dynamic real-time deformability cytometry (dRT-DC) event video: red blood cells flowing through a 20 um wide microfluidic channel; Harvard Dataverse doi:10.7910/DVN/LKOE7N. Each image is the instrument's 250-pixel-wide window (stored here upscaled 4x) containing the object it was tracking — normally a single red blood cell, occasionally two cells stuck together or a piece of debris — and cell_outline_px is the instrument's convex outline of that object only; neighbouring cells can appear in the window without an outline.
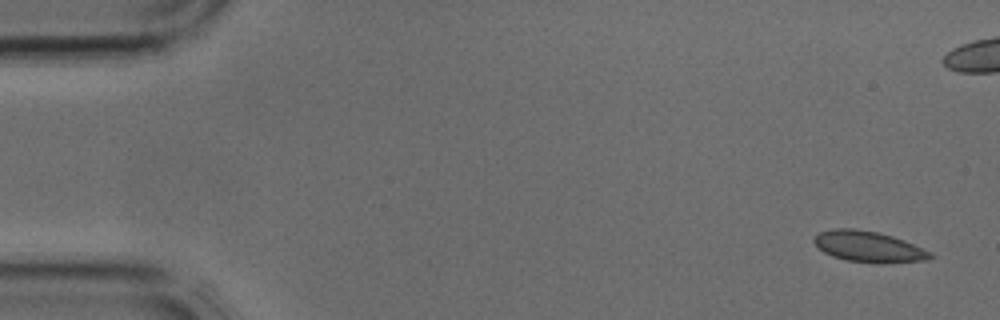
{"species": "common noctule bat (a hibernating species)", "species_latin": "Nyctalus noctula", "temperature_condition": "cold", "stored_images_in_passage": 41, "camera_frame_rate_fps": 3000, "um_per_image_px": 0.085, "animal": {"sex": "male", "body_mass_g": 17.9, "forearm_length_mm": 54.2}, "frame": {"image": 1, "passage_image": 1, "time_ms": 0.0, "image_size_px": [1000, 320], "cell_outline_px": [[932, 256], [928, 260], [880, 264], [876, 264], [848, 260], [832, 256], [824, 252], [812, 240], [820, 232], [832, 228], [852, 228], [876, 232], [892, 236], [904, 240], [932, 252]], "centroid_in_image_um": [73.85, 20.97], "position_along_channel_um": 11.2, "area_um2": 20.92}}
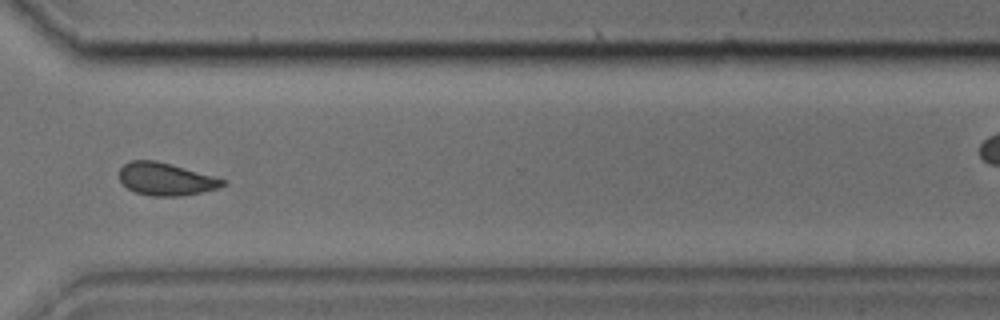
{"frame": {"image": 2, "passage_image": 30, "time_ms": 9.667, "image_size_px": [1000, 320], "cell_outline_px": [[228, 184], [216, 188], [200, 192], [180, 196], [152, 196], [136, 192], [128, 188], [120, 180], [120, 168], [128, 160], [156, 160], [172, 164], [228, 180]], "centroid_in_image_um": [14.11, 15.21], "position_along_channel_um": 356.5, "area_um2": 19.65}}
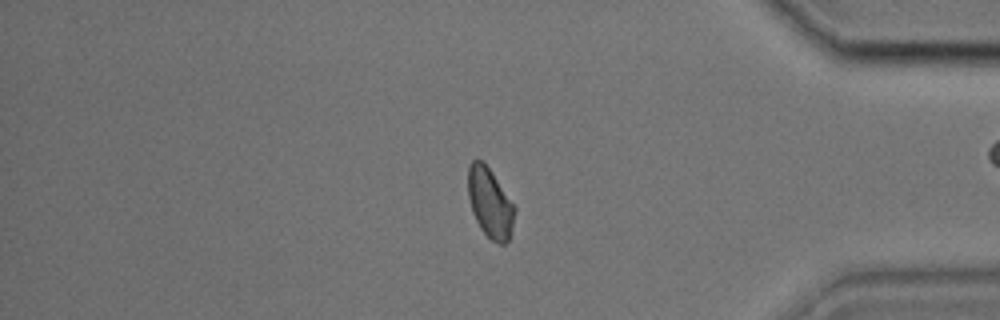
{"frame": {"image": 3, "passage_image": 34, "time_ms": 11.0, "image_size_px": [1000, 320], "cell_outline_px": [[516, 208], [508, 240], [504, 244], [500, 244], [492, 240], [480, 228], [472, 212], [468, 196], [468, 168], [472, 160], [480, 160], [488, 168]], "centroid_in_image_um": [41.62, 17.26], "position_along_channel_um": 393.6, "area_um2": 18.38}}